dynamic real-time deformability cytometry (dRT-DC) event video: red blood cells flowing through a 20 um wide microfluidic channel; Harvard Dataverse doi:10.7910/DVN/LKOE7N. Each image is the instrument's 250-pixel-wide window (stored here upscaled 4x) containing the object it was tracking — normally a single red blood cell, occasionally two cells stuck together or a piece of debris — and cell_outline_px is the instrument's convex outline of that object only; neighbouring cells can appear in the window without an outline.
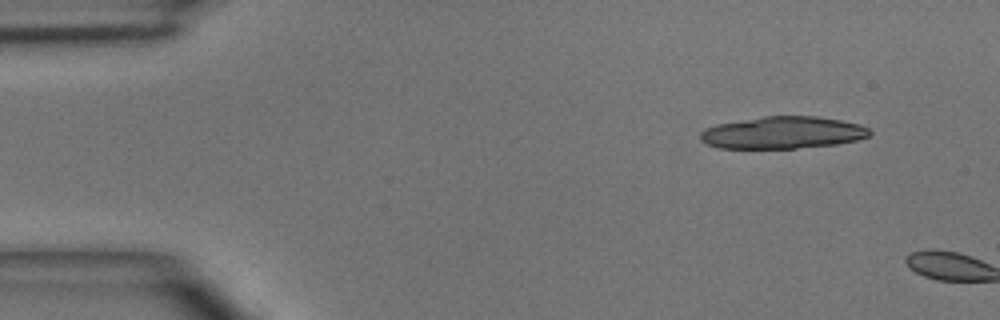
{"species": "common noctule bat (a hibernating species)", "species_latin": "Nyctalus noctula", "temperature_condition": "room temperature", "stored_images_in_passage": 2, "camera_frame_rate_fps": 3000, "um_per_image_px": 0.085, "animal": {"sex": "male", "body_mass_g": 15.6}, "frame": {"image": 1, "passage_image": 1, "time_ms": 0.0, "image_size_px": [1000, 320], "cell_outline_px": [[872, 132], [868, 136], [856, 140], [836, 144], [796, 148], [720, 148], [708, 144], [700, 140], [700, 132], [716, 124], [764, 116], [816, 116], [840, 120], [860, 124], [868, 128]], "centroid_in_image_um": [66.54, 11.27], "position_along_channel_um": 18.5, "area_um2": 31.56}}